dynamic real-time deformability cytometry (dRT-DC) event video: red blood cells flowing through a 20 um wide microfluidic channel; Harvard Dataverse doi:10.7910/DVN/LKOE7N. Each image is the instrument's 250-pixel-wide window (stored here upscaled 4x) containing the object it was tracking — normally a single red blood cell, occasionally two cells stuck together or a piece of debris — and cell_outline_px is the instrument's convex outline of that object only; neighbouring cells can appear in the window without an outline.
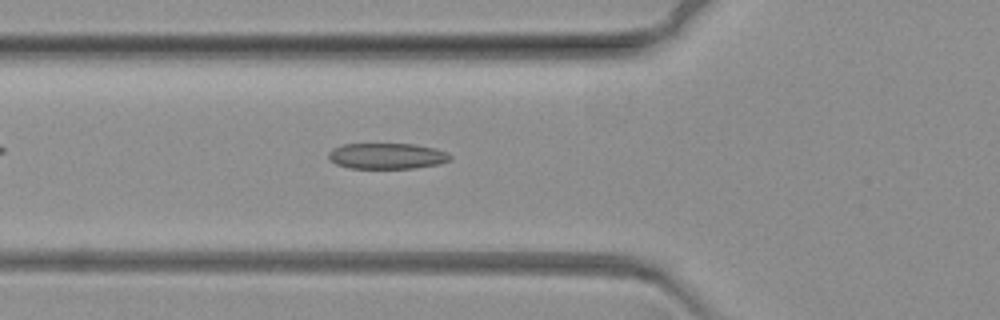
{"species": "common noctule bat (a hibernating species)", "species_latin": "Nyctalus noctula", "temperature_condition": "warm", "stored_images_in_passage": 54, "camera_frame_rate_fps": 3000, "um_per_image_px": 0.085, "animal": {"sex": "female", "body_mass_g": 19.3, "forearm_length_mm": 54.1}, "frame": {"image": 1, "passage_image": 11, "time_ms": 3.333, "image_size_px": [1000, 320], "cell_outline_px": [[452, 160], [440, 164], [416, 168], [348, 168], [336, 164], [328, 160], [328, 152], [332, 148], [344, 144], [412, 144], [436, 148], [448, 152], [452, 156]], "centroid_in_image_um": [32.91, 13.26], "position_along_channel_um": 92.9, "area_um2": 18.61}}
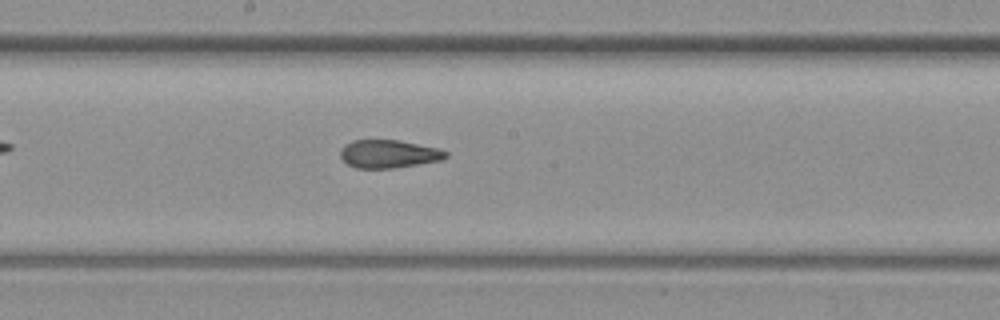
{"frame": {"image": 2, "passage_image": 23, "time_ms": 7.333, "image_size_px": [1000, 320], "cell_outline_px": [[448, 156], [440, 160], [392, 168], [356, 168], [348, 164], [340, 156], [340, 148], [344, 144], [352, 140], [400, 140], [436, 148], [448, 152]], "centroid_in_image_um": [32.99, 13.07], "position_along_channel_um": 215.2, "area_um2": 17.11}}
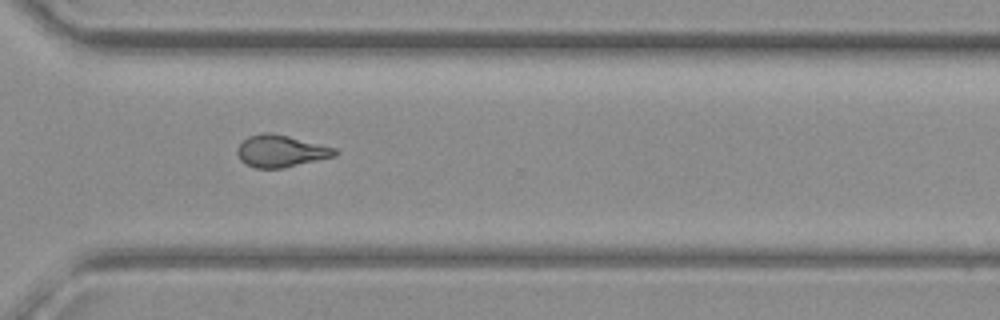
{"frame": {"image": 3, "passage_image": 36, "time_ms": 11.667, "image_size_px": [1000, 320], "cell_outline_px": [[340, 152], [336, 156], [284, 168], [256, 168], [244, 164], [240, 160], [236, 152], [236, 148], [248, 136], [264, 132], [272, 132], [336, 148]], "centroid_in_image_um": [23.87, 12.85], "position_along_channel_um": 346.7, "area_um2": 18.38}}